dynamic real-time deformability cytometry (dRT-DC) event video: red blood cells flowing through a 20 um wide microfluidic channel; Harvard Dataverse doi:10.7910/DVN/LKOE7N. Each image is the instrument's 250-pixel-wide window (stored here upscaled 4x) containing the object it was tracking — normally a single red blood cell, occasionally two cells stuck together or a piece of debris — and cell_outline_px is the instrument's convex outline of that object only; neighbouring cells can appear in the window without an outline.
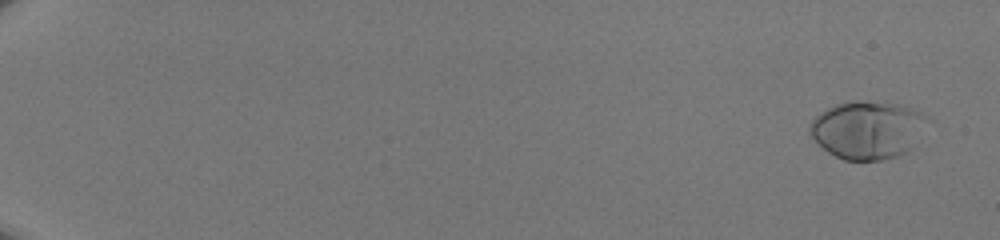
{"species": "human", "species_latin": "Homo sapiens", "temperature_condition": "room temperature", "stored_images_in_passage": 50, "camera_frame_rate_fps": 3000, "um_per_image_px": 0.085, "donor": {"sex": "male"}, "frame": {"image": 1, "passage_image": 1, "time_ms": 0.0, "image_size_px": [1000, 240], "cell_outline_px": [[932, 120], [908, 152], [896, 156], [880, 160], [844, 160], [828, 152], [808, 132], [808, 128], [812, 120], [820, 112], [836, 104], [848, 100], [860, 100], [900, 104], [912, 108], [928, 116]], "centroid_in_image_um": [73.79, 11.01], "position_along_channel_um": 11.2, "area_um2": 40.06}}
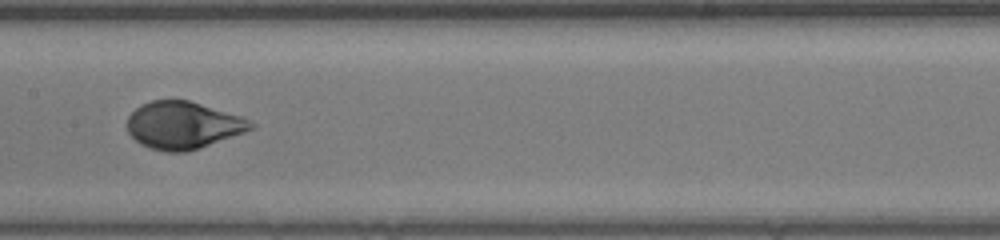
{"frame": {"image": 2, "passage_image": 29, "time_ms": 9.333, "image_size_px": [1000, 240], "cell_outline_px": [[256, 124], [252, 128], [244, 132], [200, 148], [188, 152], [168, 152], [152, 148], [140, 144], [128, 132], [128, 116], [140, 104], [152, 100], [188, 100], [244, 116]], "centroid_in_image_um": [15.58, 10.64], "position_along_channel_um": 191.8, "area_um2": 34.1}}
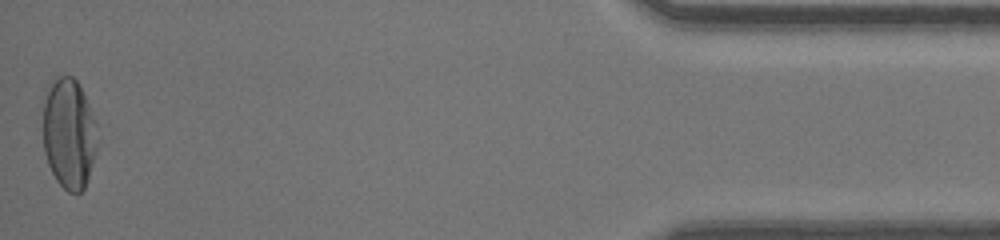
{"frame": {"image": 3, "passage_image": 50, "time_ms": 16.333, "image_size_px": [1000, 240], "cell_outline_px": [[96, 148], [88, 180], [84, 188], [80, 192], [68, 192], [56, 180], [48, 164], [44, 152], [44, 104], [48, 92], [56, 76], [72, 76], [80, 84], [96, 124]], "centroid_in_image_um": [5.87, 11.38], "position_along_channel_um": 429.3, "area_um2": 34.45}}